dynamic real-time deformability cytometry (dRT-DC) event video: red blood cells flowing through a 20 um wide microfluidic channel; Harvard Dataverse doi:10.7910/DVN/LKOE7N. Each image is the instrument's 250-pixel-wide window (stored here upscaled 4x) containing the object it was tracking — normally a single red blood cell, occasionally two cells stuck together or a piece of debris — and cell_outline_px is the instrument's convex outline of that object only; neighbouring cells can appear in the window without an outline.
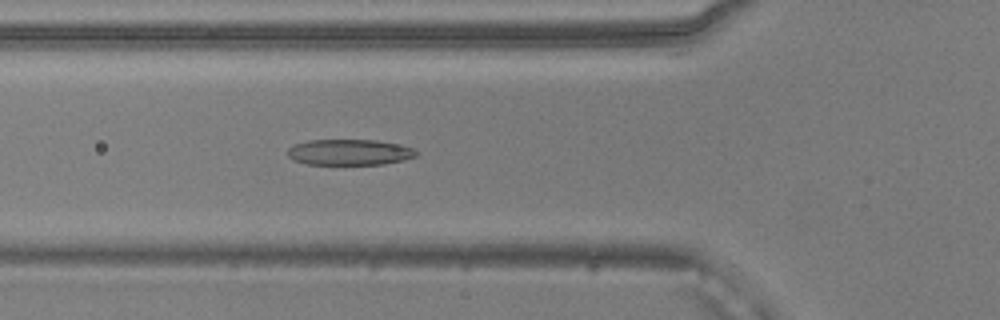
{"species": "common noctule bat (a hibernating species)", "species_latin": "Nyctalus noctula", "temperature_condition": "warm", "stored_images_in_passage": 26, "camera_frame_rate_fps": 3000, "um_per_image_px": 0.085, "animal": {"sex": "male", "body_mass_g": 20.5, "forearm_length_mm": 52.5}, "frame": {"image": 1, "passage_image": 17, "time_ms": 5.333, "image_size_px": [1000, 320], "cell_outline_px": [[416, 156], [404, 160], [384, 164], [308, 164], [292, 160], [288, 156], [288, 148], [296, 144], [308, 140], [376, 140], [396, 144], [412, 148], [416, 152]], "centroid_in_image_um": [29.67, 12.94], "position_along_channel_um": 96.1, "area_um2": 19.19}}
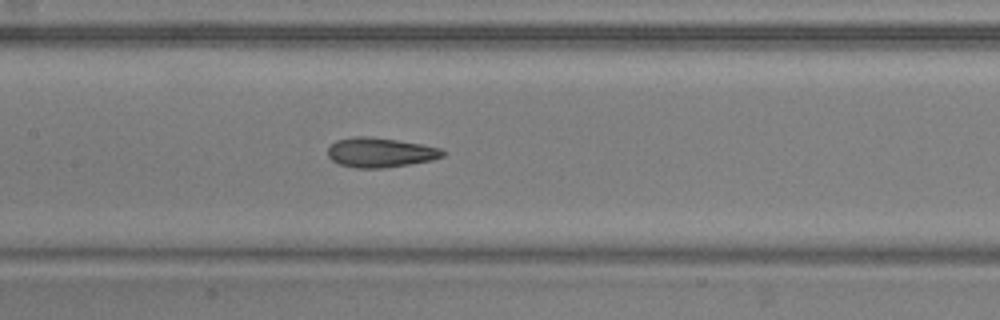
{"frame": {"image": 2, "passage_image": 23, "time_ms": 7.333, "image_size_px": [1000, 320], "cell_outline_px": [[444, 156], [432, 160], [384, 168], [356, 168], [340, 164], [332, 160], [328, 156], [328, 148], [336, 140], [356, 136], [372, 136], [420, 144], [440, 148], [444, 152]], "centroid_in_image_um": [32.3, 12.96], "position_along_channel_um": 175.1, "area_um2": 19.71}}
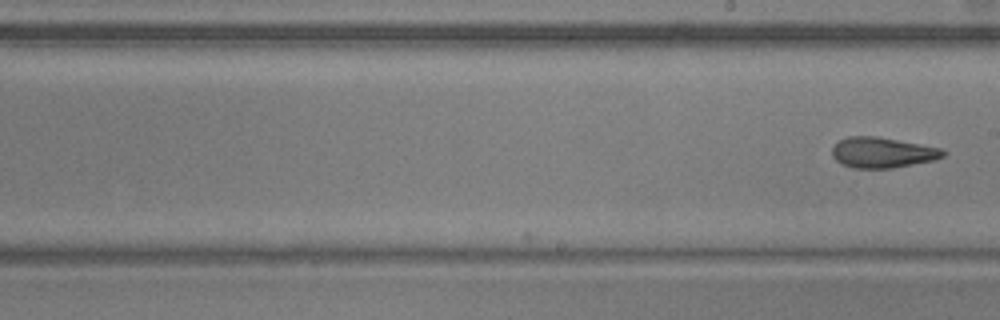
{"frame": {"image": 3, "passage_image": 26, "time_ms": 8.333, "image_size_px": [1000, 320], "cell_outline_px": [[944, 156], [936, 160], [892, 168], [852, 168], [836, 160], [832, 156], [832, 148], [840, 140], [848, 136], [876, 136], [940, 148], [944, 152]], "centroid_in_image_um": [74.99, 12.97], "position_along_channel_um": 214.0, "area_um2": 19.54}}